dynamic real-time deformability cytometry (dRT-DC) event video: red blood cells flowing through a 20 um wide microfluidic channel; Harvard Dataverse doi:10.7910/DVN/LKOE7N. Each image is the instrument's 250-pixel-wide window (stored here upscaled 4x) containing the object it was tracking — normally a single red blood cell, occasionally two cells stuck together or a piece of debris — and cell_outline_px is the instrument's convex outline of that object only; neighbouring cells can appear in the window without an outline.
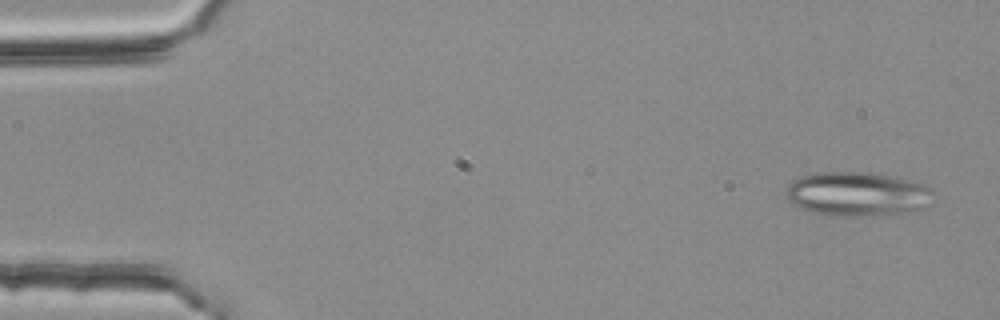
{"species": "common noctule bat (a hibernating species)", "species_latin": "Nyctalus noctula", "temperature_condition": "room temperature", "stored_images_in_passage": 16, "segment_of_instrument_passage": [1, 2], "camera_frame_rate_fps": 3000, "um_per_image_px": 0.085, "animal": {"sex": "female", "body_mass_g": 25.1}, "frame": {"image": 1, "passage_image": 3, "time_ms": 0.667, "image_size_px": [1000, 320], "cell_outline_px": [[932, 204], [908, 212], [840, 216], [812, 212], [800, 208], [792, 204], [788, 200], [784, 192], [788, 184], [792, 180], [804, 176], [820, 172], [868, 172], [908, 180], [924, 184], [932, 188]], "centroid_in_image_um": [72.84, 16.48], "position_along_channel_um": 12.2, "area_um2": 37.57}}